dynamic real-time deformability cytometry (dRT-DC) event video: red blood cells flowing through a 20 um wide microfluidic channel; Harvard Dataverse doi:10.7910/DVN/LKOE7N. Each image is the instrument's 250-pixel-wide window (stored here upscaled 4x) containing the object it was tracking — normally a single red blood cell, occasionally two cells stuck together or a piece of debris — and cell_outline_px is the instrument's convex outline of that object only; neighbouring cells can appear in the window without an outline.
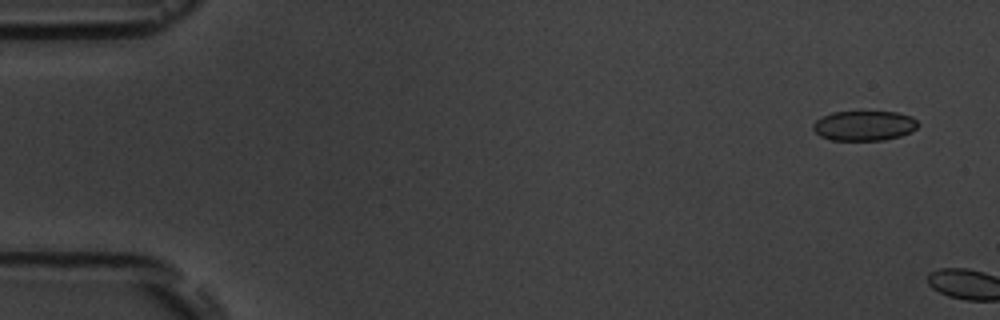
{"species": "common noctule bat (a hibernating species)", "species_latin": "Nyctalus noctula", "temperature_condition": "room temperature", "stored_images_in_passage": 2, "camera_frame_rate_fps": 3000, "um_per_image_px": 0.085, "animal": {"sex": "male", "body_mass_g": 19.5, "forearm_length_mm": 54.6}, "frame": {"image": 1, "passage_image": 1, "time_ms": 0.0, "image_size_px": [1000, 320], "cell_outline_px": [[920, 124], [912, 132], [900, 136], [884, 140], [832, 140], [820, 136], [812, 128], [812, 124], [816, 120], [832, 112], [896, 112], [912, 116]], "centroid_in_image_um": [73.47, 10.68], "position_along_channel_um": 11.5, "area_um2": 18.32}}